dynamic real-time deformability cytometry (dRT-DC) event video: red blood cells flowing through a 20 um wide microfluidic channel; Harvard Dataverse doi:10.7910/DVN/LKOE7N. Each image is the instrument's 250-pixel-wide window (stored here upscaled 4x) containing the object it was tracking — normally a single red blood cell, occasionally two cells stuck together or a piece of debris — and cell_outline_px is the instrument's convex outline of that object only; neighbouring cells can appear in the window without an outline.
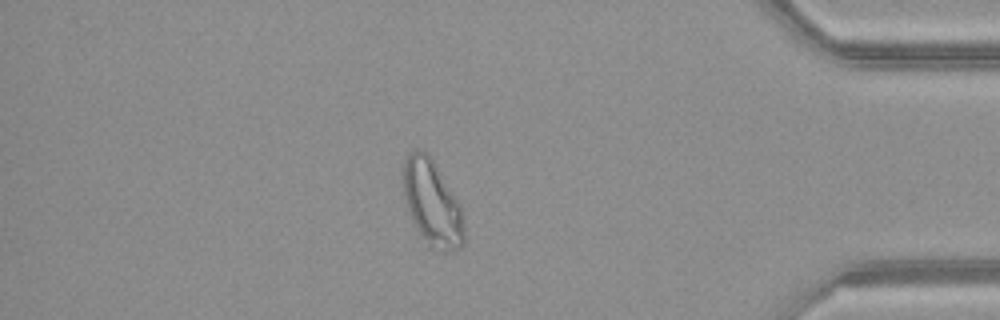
{"species": "common noctule bat (a hibernating species)", "species_latin": "Nyctalus noctula", "temperature_condition": "warm", "stored_images_in_passage": 48, "camera_frame_rate_fps": 3000, "um_per_image_px": 0.085, "animal": {"sex": "female", "body_mass_g": 21.9}, "frame": {"image": 1, "passage_image": 41, "time_ms": 13.333, "image_size_px": [1000, 320], "cell_outline_px": [[464, 240], [460, 248], [444, 252], [428, 248], [420, 236], [412, 220], [400, 184], [404, 160], [408, 152], [412, 148], [420, 148], [428, 152], [456, 200], [460, 208], [464, 228]], "centroid_in_image_um": [36.66, 17.24], "position_along_channel_um": 398.5, "area_um2": 30.69}}